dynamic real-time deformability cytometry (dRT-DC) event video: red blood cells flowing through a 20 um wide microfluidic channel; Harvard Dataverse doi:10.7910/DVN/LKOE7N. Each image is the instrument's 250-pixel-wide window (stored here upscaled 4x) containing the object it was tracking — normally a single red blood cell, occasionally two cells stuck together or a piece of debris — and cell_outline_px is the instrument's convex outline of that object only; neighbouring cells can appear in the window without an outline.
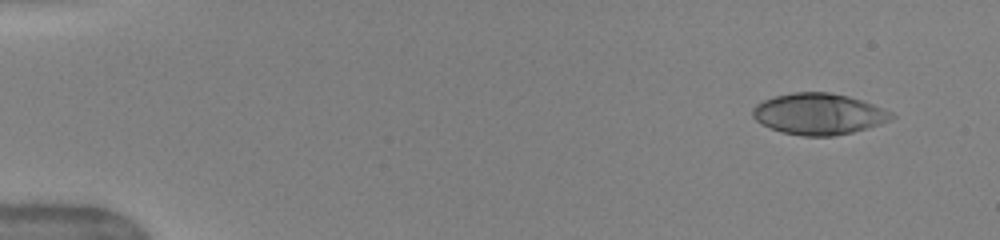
{"species": "human", "species_latin": "Homo sapiens", "temperature_condition": "warm", "stored_images_in_passage": 47, "camera_frame_rate_fps": 3000, "um_per_image_px": 0.085, "donor": {"sex": "female"}, "frame": {"image": 1, "passage_image": 1, "time_ms": 0.0, "image_size_px": [1000, 240], "cell_outline_px": [[896, 116], [880, 124], [852, 132], [832, 136], [804, 136], [780, 132], [760, 124], [752, 116], [752, 108], [756, 104], [764, 100], [776, 96], [792, 92], [828, 92], [848, 96], [872, 104], [892, 112]], "centroid_in_image_um": [69.55, 9.69], "position_along_channel_um": 15.5, "area_um2": 33.23}}
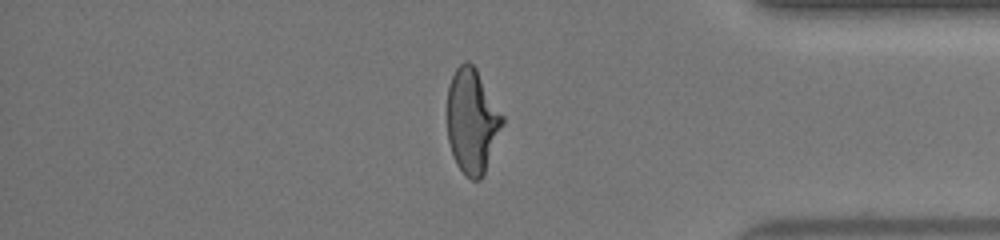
{"frame": {"image": 2, "passage_image": 40, "time_ms": 13.0, "image_size_px": [1000, 240], "cell_outline_px": [[504, 124], [484, 172], [480, 180], [472, 180], [456, 164], [448, 140], [448, 88], [452, 76], [456, 68], [464, 60], [468, 60], [476, 68], [504, 116]], "centroid_in_image_um": [40.14, 10.26], "position_along_channel_um": 395.1, "area_um2": 33.35}}
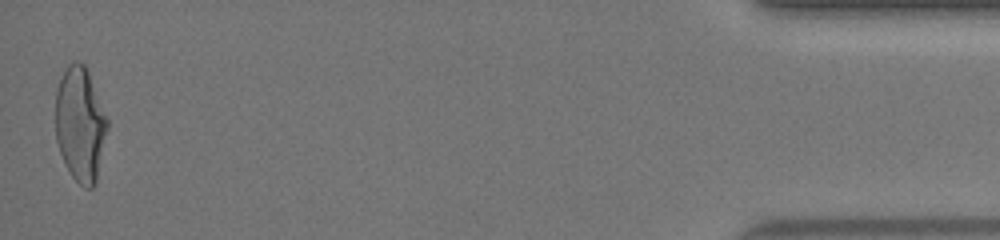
{"frame": {"image": 3, "passage_image": 47, "time_ms": 15.333, "image_size_px": [1000, 240], "cell_outline_px": [[108, 128], [96, 180], [92, 188], [84, 188], [72, 176], [64, 164], [56, 140], [56, 88], [68, 64], [72, 60], [76, 60], [84, 64], [88, 72], [108, 120]], "centroid_in_image_um": [6.81, 10.56], "position_along_channel_um": 428.4, "area_um2": 34.39}, "authors_computed_cell_mechanics": {"area_um2": 33.4662, "velocity_mm_per_s": 4.0506, "shape_relaxation_time_tau1_ms": 5.5042, "shape_relaxation_time_tau2_ms": 0.7927, "deformation_change_tau1": 0.2209, "deformation_change_tau2": 0.0782}}